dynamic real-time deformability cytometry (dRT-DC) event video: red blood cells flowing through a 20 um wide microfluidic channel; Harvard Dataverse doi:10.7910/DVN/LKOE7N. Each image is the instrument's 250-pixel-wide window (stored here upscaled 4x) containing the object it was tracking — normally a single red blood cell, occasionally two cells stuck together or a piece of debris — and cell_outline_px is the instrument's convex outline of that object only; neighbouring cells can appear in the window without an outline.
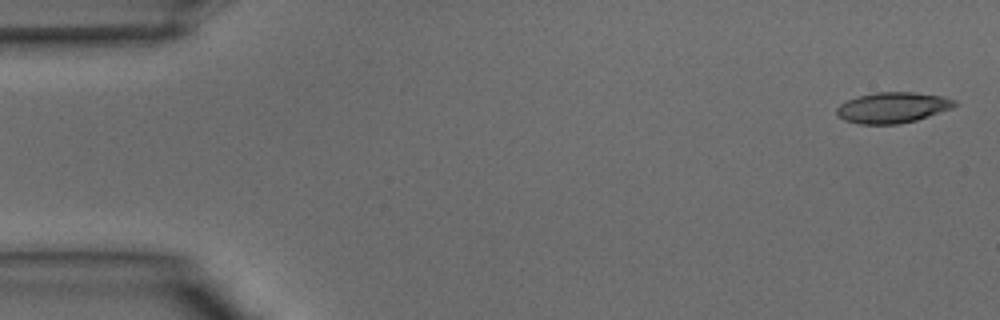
{"species": "common noctule bat (a hibernating species)", "species_latin": "Nyctalus noctula", "temperature_condition": "warm", "stored_images_in_passage": 39, "camera_frame_rate_fps": 3000, "um_per_image_px": 0.085, "animal": {"sex": "male", "body_mass_g": 15.6}, "frame": {"image": 1, "passage_image": 1, "time_ms": 0.0, "image_size_px": [1000, 320], "cell_outline_px": [[956, 104], [952, 108], [916, 120], [900, 124], [860, 124], [844, 120], [836, 116], [836, 108], [840, 104], [848, 100], [860, 96], [876, 92], [912, 92], [944, 96], [956, 100]], "centroid_in_image_um": [75.86, 9.15], "position_along_channel_um": 9.1, "area_um2": 21.1}}
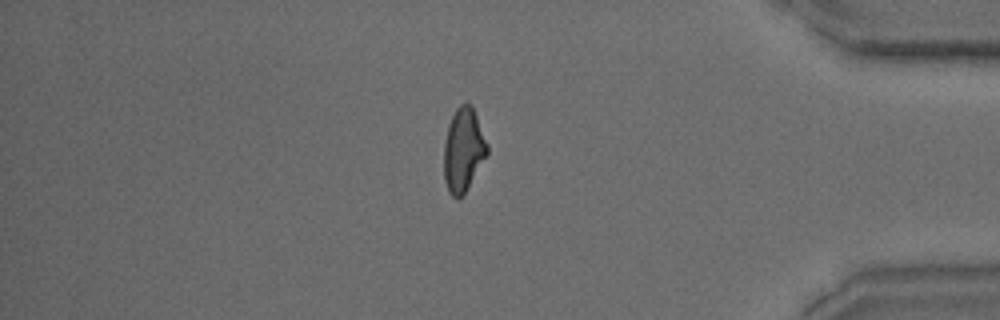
{"frame": {"image": 2, "passage_image": 33, "time_ms": 10.667, "image_size_px": [1000, 320], "cell_outline_px": [[488, 152], [464, 192], [456, 200], [448, 192], [444, 180], [444, 144], [448, 124], [456, 108], [460, 104], [472, 104], [488, 144]], "centroid_in_image_um": [39.37, 12.71], "position_along_channel_um": 395.8, "area_um2": 20.87}}
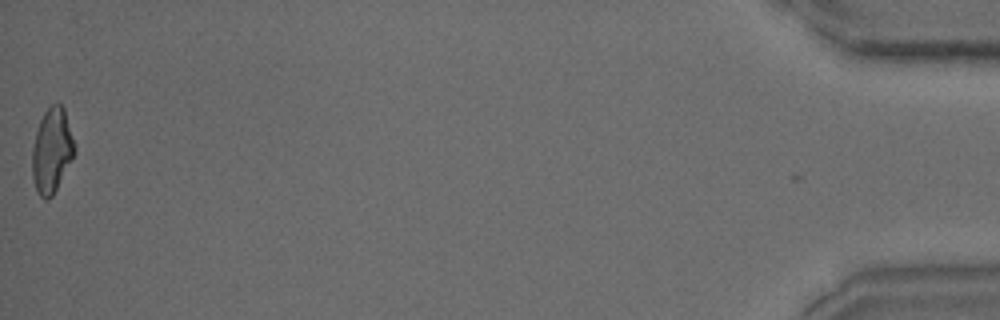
{"frame": {"image": 3, "passage_image": 39, "time_ms": 12.667, "image_size_px": [1000, 320], "cell_outline_px": [[76, 148], [52, 196], [48, 200], [44, 200], [40, 196], [36, 188], [32, 176], [32, 148], [36, 132], [40, 120], [44, 112], [52, 104], [60, 104], [64, 108]], "centroid_in_image_um": [4.38, 12.78], "position_along_channel_um": 430.8, "area_um2": 20.4}}